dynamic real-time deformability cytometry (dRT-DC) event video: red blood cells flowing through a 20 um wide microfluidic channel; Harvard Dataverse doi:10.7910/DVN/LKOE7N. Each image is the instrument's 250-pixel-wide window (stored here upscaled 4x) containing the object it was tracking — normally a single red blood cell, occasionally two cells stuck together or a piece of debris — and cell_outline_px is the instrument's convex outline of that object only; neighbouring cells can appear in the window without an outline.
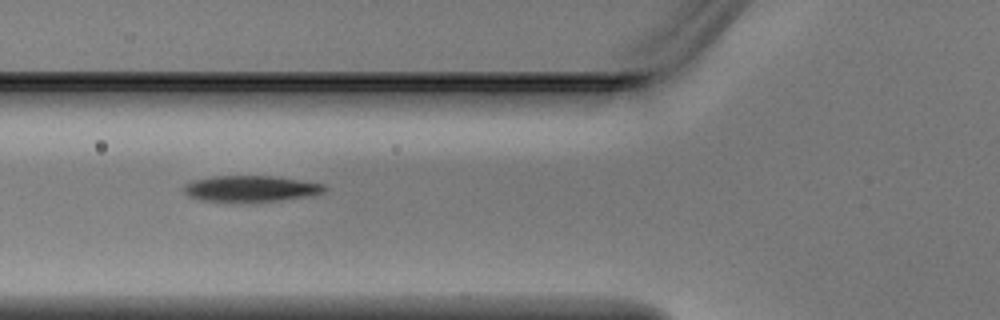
{"species": "Egyptian fruit bat (a non-hibernating species)", "species_latin": "Rousettus aegyptiacus", "temperature_condition": "warm", "stored_images_in_passage": 4, "camera_frame_rate_fps": 3000, "um_per_image_px": 0.085, "animal": {"sex": "male"}, "frame": {"image": 1, "passage_image": 4, "time_ms": 1.0, "image_size_px": [1000, 320], "cell_outline_px": [[328, 188], [324, 192], [312, 196], [256, 204], [228, 204], [200, 200], [188, 196], [184, 192], [184, 184], [196, 180], [212, 176], [272, 176], [324, 184]], "centroid_in_image_um": [21.31, 16.1], "position_along_channel_um": 104.5, "area_um2": 22.48}}